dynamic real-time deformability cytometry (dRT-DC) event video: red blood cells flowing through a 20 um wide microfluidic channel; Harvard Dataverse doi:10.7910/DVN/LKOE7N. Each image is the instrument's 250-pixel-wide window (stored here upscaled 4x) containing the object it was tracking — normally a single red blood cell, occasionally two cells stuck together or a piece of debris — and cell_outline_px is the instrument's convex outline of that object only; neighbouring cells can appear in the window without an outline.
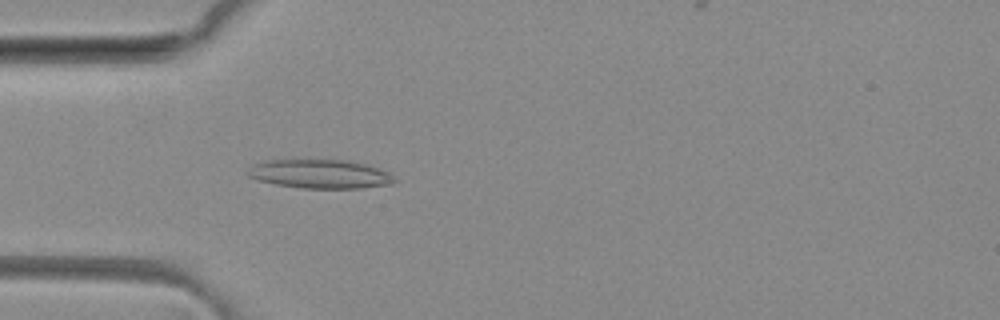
{"species": "common noctule bat (a hibernating species)", "species_latin": "Nyctalus noctula", "temperature_condition": "room temperature", "stored_images_in_passage": 42, "camera_frame_rate_fps": 3000, "um_per_image_px": 0.085, "animal": {"sex": "female", "body_mass_g": 29.2, "forearm_length_mm": 56.3}, "frame": {"image": 1, "passage_image": 6, "time_ms": 1.667, "image_size_px": [1000, 320], "cell_outline_px": [[396, 180], [392, 184], [360, 188], [304, 188], [276, 184], [260, 180], [248, 176], [248, 172], [252, 164], [268, 160], [348, 160], [364, 164], [388, 172]], "centroid_in_image_um": [27.2, 14.79], "position_along_channel_um": 57.8, "area_um2": 24.33}}
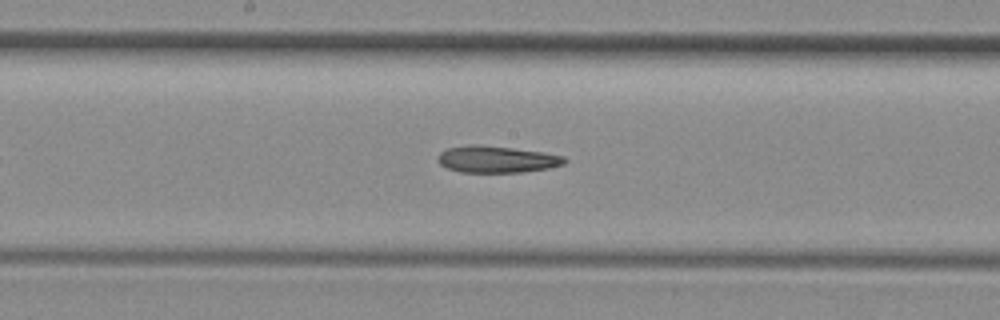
{"frame": {"image": 2, "passage_image": 17, "time_ms": 5.333, "image_size_px": [1000, 320], "cell_outline_px": [[568, 160], [564, 164], [548, 168], [524, 172], [460, 172], [448, 168], [440, 164], [440, 152], [448, 148], [512, 148], [544, 152], [564, 156]], "centroid_in_image_um": [42.36, 13.6], "position_along_channel_um": 205.8, "area_um2": 18.61}}
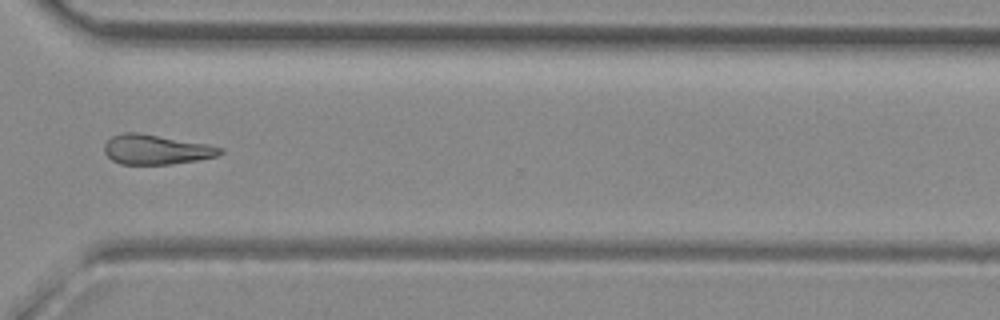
{"frame": {"image": 3, "passage_image": 28, "time_ms": 9.0, "image_size_px": [1000, 320], "cell_outline_px": [[224, 152], [216, 156], [196, 160], [172, 164], [120, 164], [112, 160], [104, 152], [104, 144], [112, 136], [124, 132], [136, 132], [208, 144], [224, 148]], "centroid_in_image_um": [13.26, 12.71], "position_along_channel_um": 357.3, "area_um2": 20.0}}